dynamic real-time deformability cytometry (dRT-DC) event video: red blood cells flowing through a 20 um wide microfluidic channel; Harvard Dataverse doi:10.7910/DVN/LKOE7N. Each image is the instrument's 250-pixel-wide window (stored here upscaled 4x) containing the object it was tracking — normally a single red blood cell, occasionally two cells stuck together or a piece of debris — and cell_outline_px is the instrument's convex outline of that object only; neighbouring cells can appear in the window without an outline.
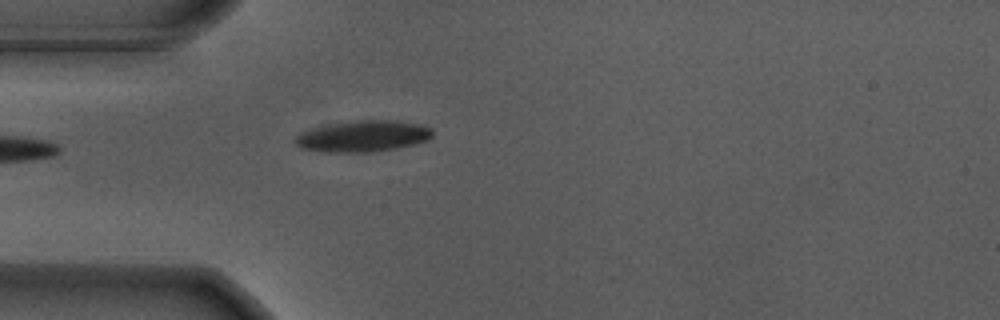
{"species": "Egyptian fruit bat (a non-hibernating species)", "species_latin": "Rousettus aegyptiacus", "temperature_condition": "warm", "stored_images_in_passage": 23, "camera_frame_rate_fps": 3000, "um_per_image_px": 0.085, "animal": {"sex": "male"}, "frame": {"image": 1, "passage_image": 1, "time_ms": 0.0, "image_size_px": [1000, 320], "cell_outline_px": [[432, 136], [428, 140], [416, 144], [396, 148], [372, 152], [324, 152], [300, 148], [296, 144], [296, 136], [300, 132], [316, 128], [356, 120], [396, 120], [424, 124], [432, 128]], "centroid_in_image_um": [30.93, 11.58], "position_along_channel_um": 54.1, "area_um2": 24.97}}
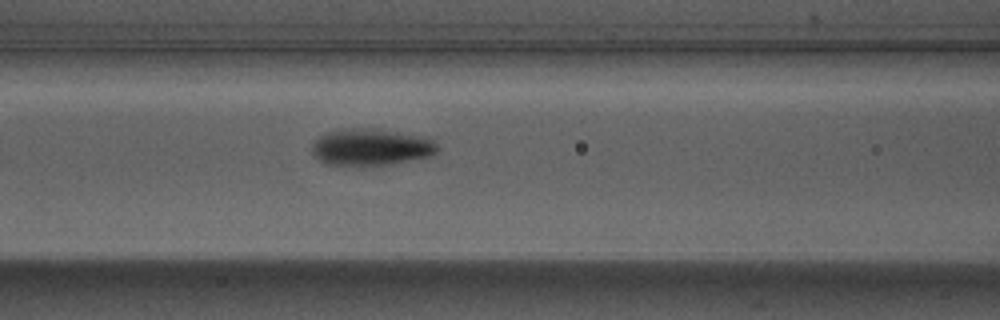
{"frame": {"image": 2, "passage_image": 8, "time_ms": 2.333, "image_size_px": [1000, 320], "cell_outline_px": [[436, 152], [428, 156], [388, 164], [324, 164], [312, 152], [312, 144], [320, 136], [336, 128], [372, 128], [428, 136], [436, 144]], "centroid_in_image_um": [31.52, 12.46], "position_along_channel_um": 135.1, "area_um2": 26.53}}
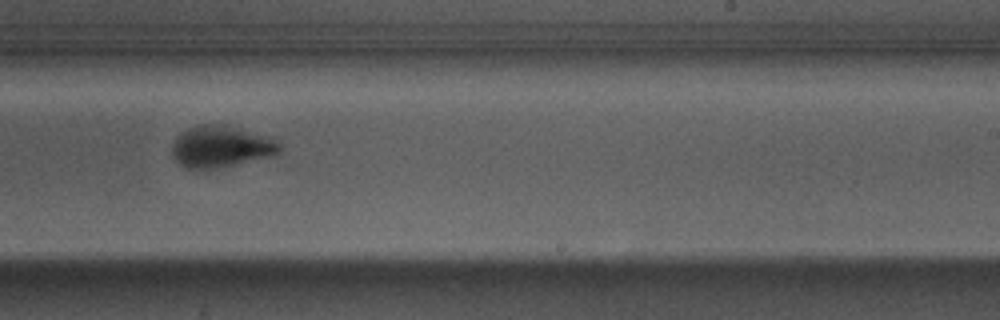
{"frame": {"image": 3, "passage_image": 19, "time_ms": 6.0, "image_size_px": [1000, 320], "cell_outline_px": [[284, 148], [276, 156], [216, 168], [184, 168], [172, 156], [172, 144], [176, 136], [180, 132], [188, 128], [200, 124], [224, 124], [276, 136]], "centroid_in_image_um": [18.89, 12.43], "position_along_channel_um": 270.1, "area_um2": 26.99}}